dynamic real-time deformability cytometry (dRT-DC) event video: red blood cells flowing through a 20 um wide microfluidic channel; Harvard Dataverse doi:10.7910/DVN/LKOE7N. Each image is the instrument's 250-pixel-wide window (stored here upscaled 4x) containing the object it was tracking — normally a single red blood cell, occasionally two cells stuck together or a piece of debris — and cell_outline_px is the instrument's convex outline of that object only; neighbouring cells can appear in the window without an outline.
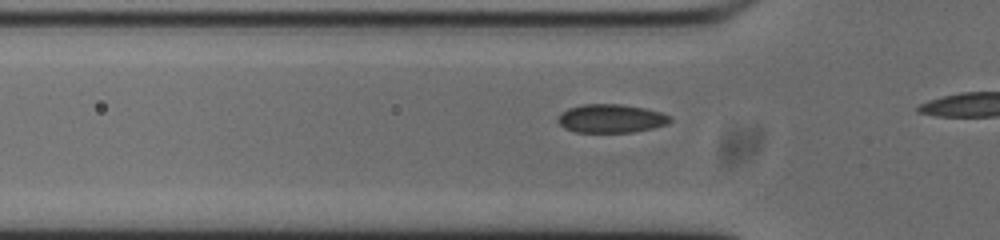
{"species": "common noctule bat (a hibernating species)", "species_latin": "Nyctalus noctula", "temperature_condition": "cold", "stored_images_in_passage": 13, "camera_frame_rate_fps": 3000, "um_per_image_px": 0.085, "animal": {"sex": "male", "body_mass_g": 20.0, "forearm_length_mm": 53.3}, "frame": {"image": 1, "passage_image": 8, "time_ms": 2.333, "image_size_px": [1000, 240], "cell_outline_px": [[672, 120], [668, 124], [652, 128], [632, 132], [576, 132], [564, 128], [556, 120], [556, 116], [560, 112], [568, 108], [584, 104], [620, 104], [644, 108], [660, 112], [672, 116]], "centroid_in_image_um": [51.91, 10.07], "position_along_channel_um": 73.9, "area_um2": 18.79}}
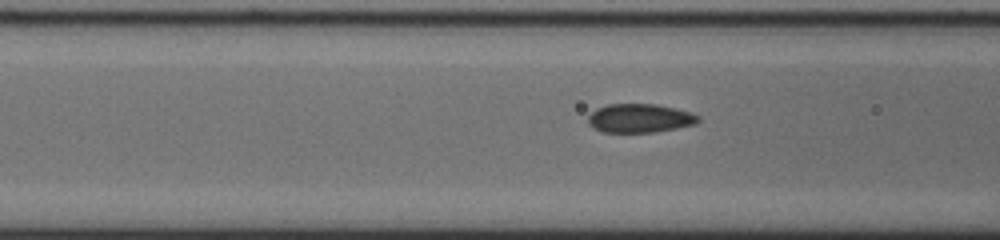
{"frame": {"image": 2, "passage_image": 11, "time_ms": 3.333, "image_size_px": [1000, 240], "cell_outline_px": [[700, 120], [696, 124], [656, 132], [604, 132], [592, 128], [588, 124], [588, 116], [596, 108], [608, 104], [656, 104], [692, 112], [700, 116]], "centroid_in_image_um": [54.38, 10.05], "position_along_channel_um": 112.2, "area_um2": 18.61}}